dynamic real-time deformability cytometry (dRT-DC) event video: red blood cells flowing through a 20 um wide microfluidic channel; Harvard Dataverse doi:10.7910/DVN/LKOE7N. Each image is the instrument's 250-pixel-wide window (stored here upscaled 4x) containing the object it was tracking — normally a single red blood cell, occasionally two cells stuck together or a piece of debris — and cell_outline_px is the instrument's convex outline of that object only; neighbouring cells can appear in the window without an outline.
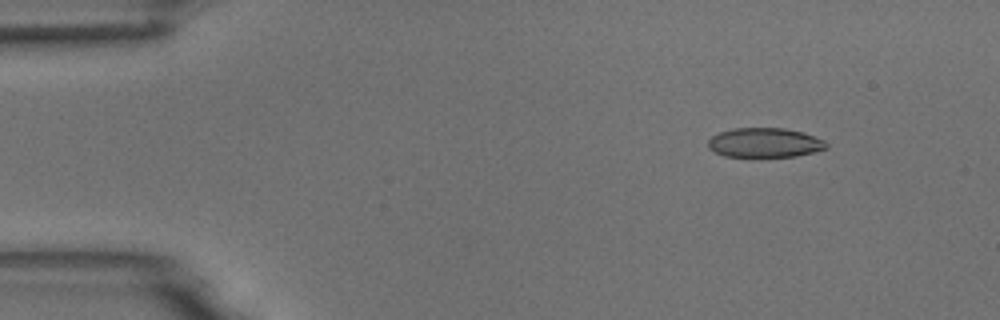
{"species": "common noctule bat (a hibernating species)", "species_latin": "Nyctalus noctula", "temperature_condition": "room temperature", "stored_images_in_passage": 6, "camera_frame_rate_fps": 3000, "um_per_image_px": 0.085, "animal": {"sex": "male", "body_mass_g": 18.8}, "frame": {"image": 1, "passage_image": 2, "time_ms": 0.333, "image_size_px": [1000, 320], "cell_outline_px": [[828, 148], [796, 156], [760, 160], [724, 156], [708, 148], [708, 140], [712, 136], [720, 132], [732, 128], [784, 128], [804, 132], [824, 140], [828, 144]], "centroid_in_image_um": [64.99, 12.18], "position_along_channel_um": 20.0, "area_um2": 21.27}}
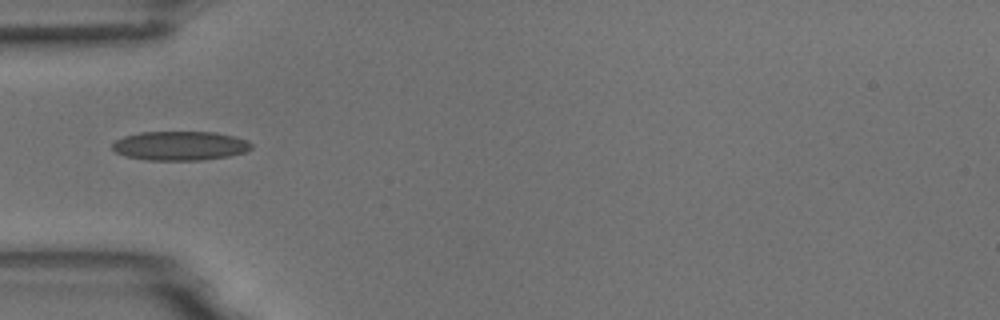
{"frame": {"image": 2, "passage_image": 5, "time_ms": 1.333, "image_size_px": [1000, 320], "cell_outline_px": [[252, 148], [244, 152], [228, 156], [200, 160], [148, 160], [128, 156], [116, 152], [112, 148], [112, 144], [116, 140], [124, 136], [140, 132], [216, 132], [236, 136], [248, 140], [252, 144]], "centroid_in_image_um": [15.33, 12.38], "position_along_channel_um": 69.7, "area_um2": 23.58}}